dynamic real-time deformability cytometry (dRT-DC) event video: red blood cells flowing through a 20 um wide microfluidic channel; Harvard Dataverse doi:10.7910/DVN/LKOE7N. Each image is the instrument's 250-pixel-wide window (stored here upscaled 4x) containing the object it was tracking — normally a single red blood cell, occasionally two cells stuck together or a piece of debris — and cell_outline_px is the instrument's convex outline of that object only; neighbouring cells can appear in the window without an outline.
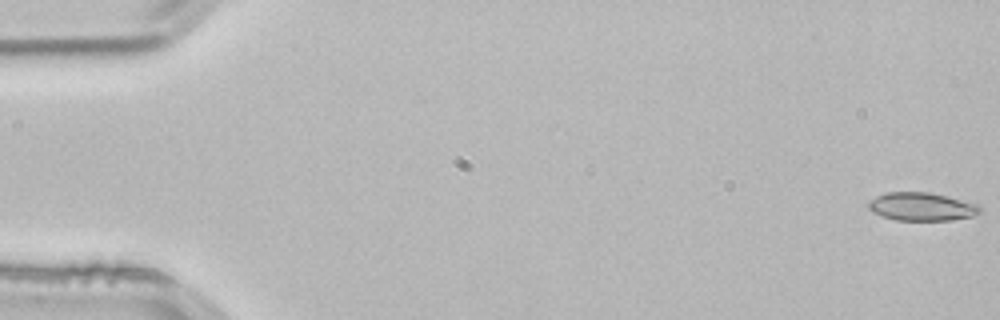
{"species": "common noctule bat (a hibernating species)", "species_latin": "Nyctalus noctula", "temperature_condition": "room temperature", "stored_images_in_passage": 53, "camera_frame_rate_fps": 3000, "um_per_image_px": 0.085, "animal": {"sex": "male", "body_mass_g": 21.5, "forearm_length_mm": 52.0}, "frame": {"image": 1, "passage_image": 1, "time_ms": 0.0, "image_size_px": [1000, 320], "cell_outline_px": [[980, 212], [972, 216], [952, 220], [896, 220], [880, 216], [872, 212], [868, 208], [868, 204], [876, 196], [888, 192], [928, 192], [948, 196], [980, 204]], "centroid_in_image_um": [78.35, 17.56], "position_along_channel_um": 6.6, "area_um2": 18.38}}
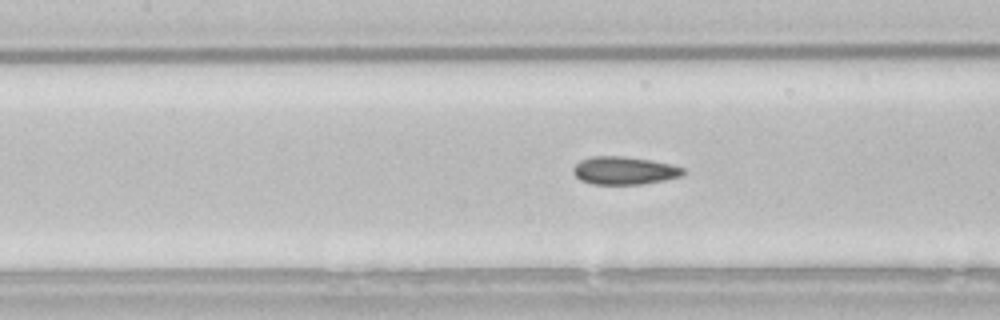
{"frame": {"image": 2, "passage_image": 24, "time_ms": 7.667, "image_size_px": [1000, 320], "cell_outline_px": [[684, 172], [680, 176], [664, 180], [640, 184], [592, 184], [580, 180], [572, 172], [572, 168], [580, 160], [592, 156], [624, 156], [652, 160], [672, 164], [684, 168]], "centroid_in_image_um": [53.04, 14.49], "position_along_channel_um": 154.4, "area_um2": 17.92}}
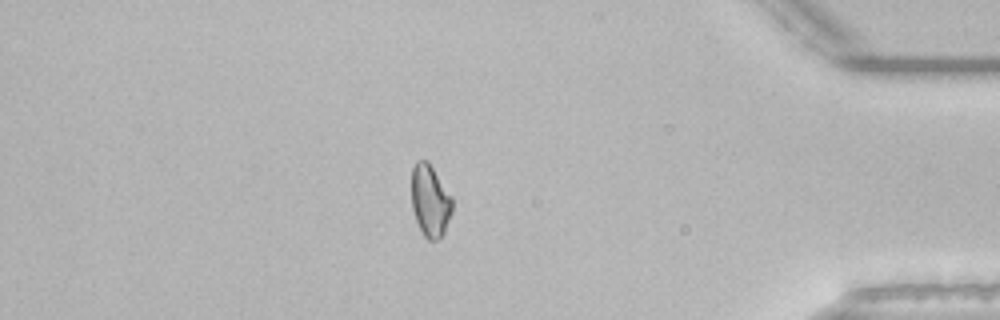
{"frame": {"image": 3, "passage_image": 46, "time_ms": 15.0, "image_size_px": [1000, 320], "cell_outline_px": [[452, 212], [444, 232], [436, 240], [428, 240], [424, 236], [416, 220], [412, 208], [412, 168], [416, 160], [428, 160], [452, 196]], "centroid_in_image_um": [36.56, 17.03], "position_along_channel_um": 398.6, "area_um2": 17.11}, "authors_computed_cell_mechanics": {"area_um2": 17.918, "velocity_mm_per_s": 3.8473, "shape_relaxation_time_tau1_ms": 9.2109, "shape_relaxation_time_tau2_ms": 2.9837, "deformation_change_tau1": 0.1341, "deformation_change_tau2": 0.0666}}